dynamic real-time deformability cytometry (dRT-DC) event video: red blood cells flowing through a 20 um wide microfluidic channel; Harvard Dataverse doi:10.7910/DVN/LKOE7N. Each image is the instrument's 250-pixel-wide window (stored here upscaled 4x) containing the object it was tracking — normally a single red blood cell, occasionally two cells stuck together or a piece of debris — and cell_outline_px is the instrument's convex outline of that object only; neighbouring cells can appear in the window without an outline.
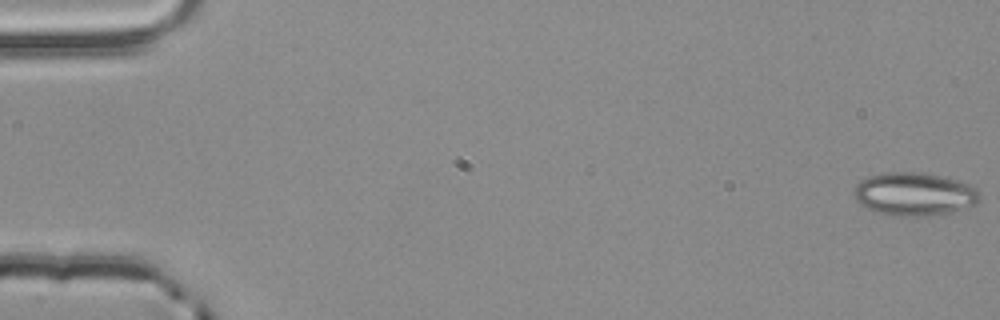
{"species": "common noctule bat (a hibernating species)", "species_latin": "Nyctalus noctula", "temperature_condition": "room temperature", "stored_images_in_passage": 14, "camera_frame_rate_fps": 3000, "um_per_image_px": 0.085, "animal": {"sex": "male", "body_mass_g": 20.4}, "frame": {"image": 1, "passage_image": 1, "time_ms": 0.0, "image_size_px": [1000, 320], "cell_outline_px": [[980, 200], [976, 204], [952, 212], [928, 216], [896, 216], [876, 212], [860, 204], [856, 200], [852, 192], [856, 184], [860, 180], [868, 176], [888, 172], [920, 172], [960, 180], [976, 188], [980, 192]], "centroid_in_image_um": [77.71, 16.49], "position_along_channel_um": 7.3, "area_um2": 31.91}}